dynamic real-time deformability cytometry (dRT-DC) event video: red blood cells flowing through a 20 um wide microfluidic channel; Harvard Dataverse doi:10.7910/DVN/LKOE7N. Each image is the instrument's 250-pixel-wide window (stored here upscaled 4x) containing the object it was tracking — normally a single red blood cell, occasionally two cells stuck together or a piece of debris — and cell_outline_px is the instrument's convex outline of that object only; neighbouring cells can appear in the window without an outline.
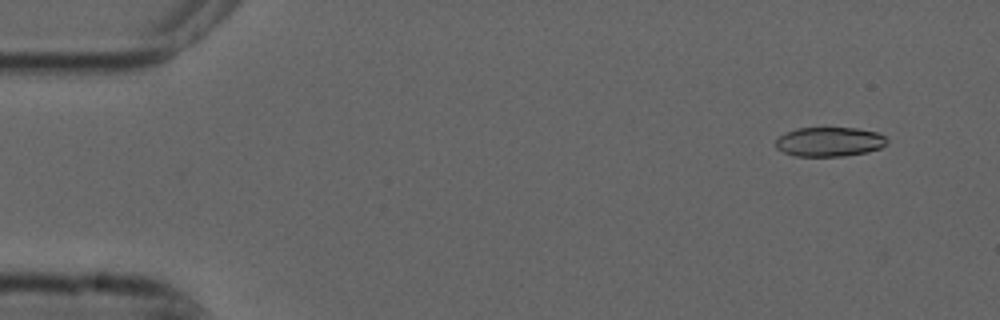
{"species": "common noctule bat (a hibernating species)", "species_latin": "Nyctalus noctula", "temperature_condition": "cold", "stored_images_in_passage": 5, "camera_frame_rate_fps": 3000, "um_per_image_px": 0.085, "animal": {"sex": "male", "forearm_length_mm": 52.5}, "frame": {"image": 1, "passage_image": 2, "time_ms": 0.333, "image_size_px": [1000, 320], "cell_outline_px": [[888, 144], [880, 148], [868, 152], [844, 156], [796, 156], [784, 152], [776, 148], [776, 140], [780, 136], [796, 128], [856, 128], [876, 132], [884, 136], [888, 140]], "centroid_in_image_um": [70.53, 12.06], "position_along_channel_um": 14.5, "area_um2": 19.02}}
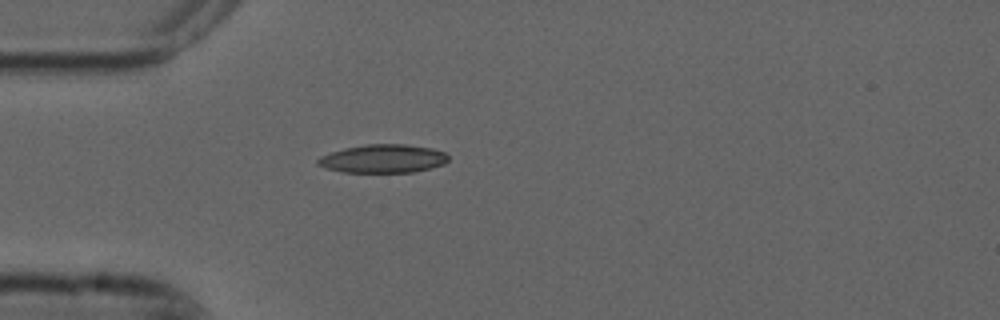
{"frame": {"image": 2, "passage_image": 5, "time_ms": 1.333, "image_size_px": [1000, 320], "cell_outline_px": [[448, 160], [444, 164], [412, 172], [344, 172], [328, 168], [316, 164], [316, 160], [320, 156], [344, 148], [368, 144], [404, 144], [432, 148], [444, 152], [448, 156]], "centroid_in_image_um": [32.55, 13.48], "position_along_channel_um": 52.4, "area_um2": 21.39}}